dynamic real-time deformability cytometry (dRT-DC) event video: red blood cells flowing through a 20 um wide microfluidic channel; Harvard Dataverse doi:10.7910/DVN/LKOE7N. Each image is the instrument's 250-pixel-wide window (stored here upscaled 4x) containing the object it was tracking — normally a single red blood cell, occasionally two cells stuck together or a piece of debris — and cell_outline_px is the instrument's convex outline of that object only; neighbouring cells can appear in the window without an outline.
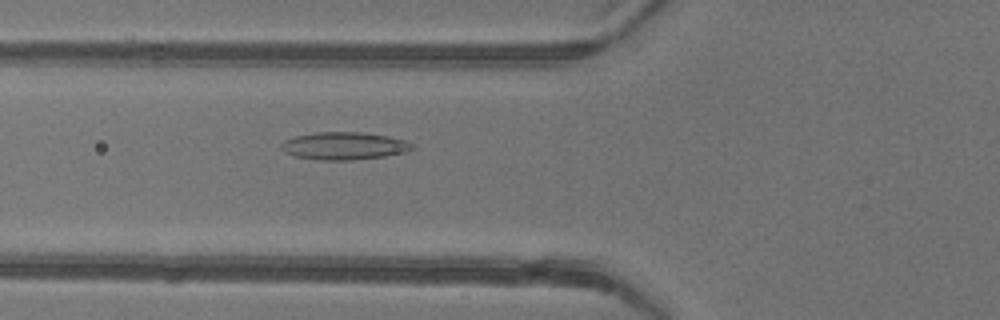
{"species": "common noctule bat (a hibernating species)", "species_latin": "Nyctalus noctula", "temperature_condition": "warm", "stored_images_in_passage": 48, "camera_frame_rate_fps": 3000, "um_per_image_px": 0.085, "animal": {"sex": "female"}, "frame": {"image": 1, "passage_image": 18, "time_ms": 5.667, "image_size_px": [1000, 320], "cell_outline_px": [[416, 148], [408, 152], [384, 156], [352, 160], [316, 160], [296, 156], [284, 152], [280, 148], [280, 144], [284, 140], [296, 136], [316, 132], [364, 132], [388, 136], [404, 140], [412, 144]], "centroid_in_image_um": [29.25, 12.4], "position_along_channel_um": 96.5, "area_um2": 21.21}}
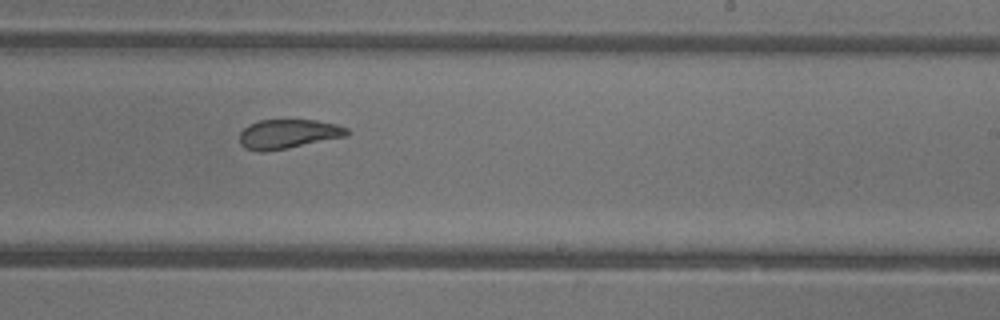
{"frame": {"image": 2, "passage_image": 30, "time_ms": 9.667, "image_size_px": [1000, 320], "cell_outline_px": [[352, 132], [348, 136], [268, 152], [256, 152], [244, 148], [240, 144], [240, 132], [248, 124], [260, 120], [316, 120], [336, 124], [348, 128]], "centroid_in_image_um": [24.5, 11.4], "position_along_channel_um": 264.5, "area_um2": 18.67}}
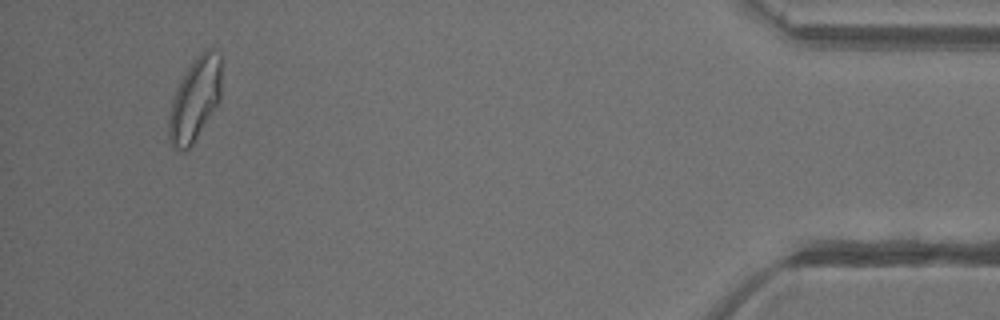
{"frame": {"image": 3, "passage_image": 46, "time_ms": 15.0, "image_size_px": [1000, 320], "cell_outline_px": [[220, 96], [216, 104], [192, 144], [184, 152], [180, 152], [168, 140], [168, 116], [172, 100], [176, 88], [180, 80], [192, 60], [204, 48], [212, 48], [220, 52]], "centroid_in_image_um": [16.53, 8.4], "position_along_channel_um": 418.7, "area_um2": 25.32}, "authors_computed_cell_mechanics": {"area_um2": 21.6172, "velocity_mm_per_s": 4.1916, "shape_relaxation_time_tau1_ms": null, "shape_relaxation_time_tau2_ms": 1.7017, "deformation_change_tau1": null, "deformation_change_tau2": 0.0885}}